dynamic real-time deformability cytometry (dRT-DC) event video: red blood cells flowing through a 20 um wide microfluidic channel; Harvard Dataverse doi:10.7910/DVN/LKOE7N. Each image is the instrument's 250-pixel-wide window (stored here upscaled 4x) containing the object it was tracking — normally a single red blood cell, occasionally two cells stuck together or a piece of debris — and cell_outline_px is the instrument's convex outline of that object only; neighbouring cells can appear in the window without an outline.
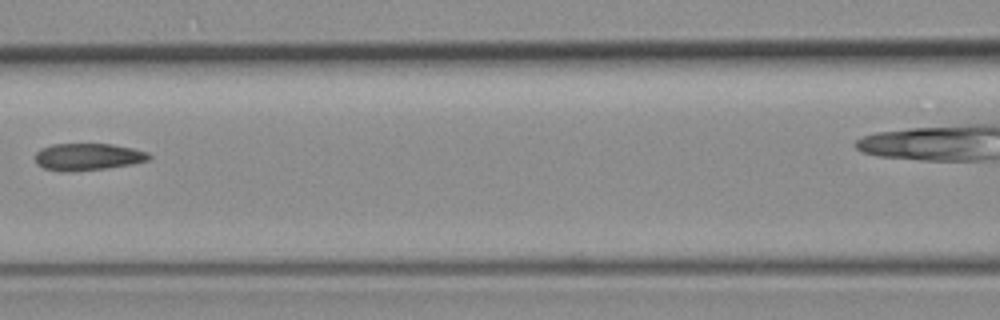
{"species": "common noctule bat (a hibernating species)", "species_latin": "Nyctalus noctula", "temperature_condition": "room temperature", "stored_images_in_passage": 9, "segment_of_instrument_passage": [1, 2], "camera_frame_rate_fps": 3000, "um_per_image_px": 0.085, "animal": {"sex": "female", "body_mass_g": 19.3, "forearm_length_mm": 54.1}, "frame": {"image": 1, "passage_image": 7, "time_ms": 7.0, "image_size_px": [1000, 320], "cell_outline_px": [[152, 156], [148, 160], [132, 164], [108, 168], [72, 172], [64, 172], [44, 168], [36, 164], [36, 152], [40, 148], [52, 144], [112, 144], [132, 148], [148, 152]], "centroid_in_image_um": [7.45, 13.33], "position_along_channel_um": 159.1, "area_um2": 18.09}}
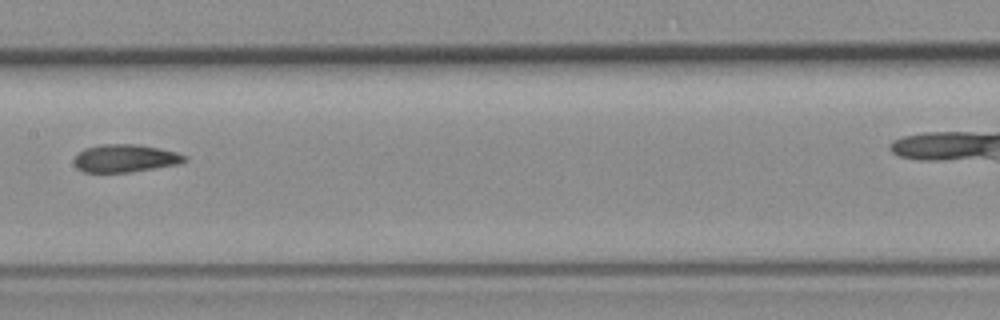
{"frame": {"image": 2, "passage_image": 8, "time_ms": 8.0, "image_size_px": [1000, 320], "cell_outline_px": [[188, 160], [176, 164], [128, 172], [84, 172], [76, 168], [72, 160], [84, 148], [100, 144], [140, 144], [160, 148], [176, 152], [188, 156]], "centroid_in_image_um": [10.61, 13.44], "position_along_channel_um": 196.8, "area_um2": 17.92}}